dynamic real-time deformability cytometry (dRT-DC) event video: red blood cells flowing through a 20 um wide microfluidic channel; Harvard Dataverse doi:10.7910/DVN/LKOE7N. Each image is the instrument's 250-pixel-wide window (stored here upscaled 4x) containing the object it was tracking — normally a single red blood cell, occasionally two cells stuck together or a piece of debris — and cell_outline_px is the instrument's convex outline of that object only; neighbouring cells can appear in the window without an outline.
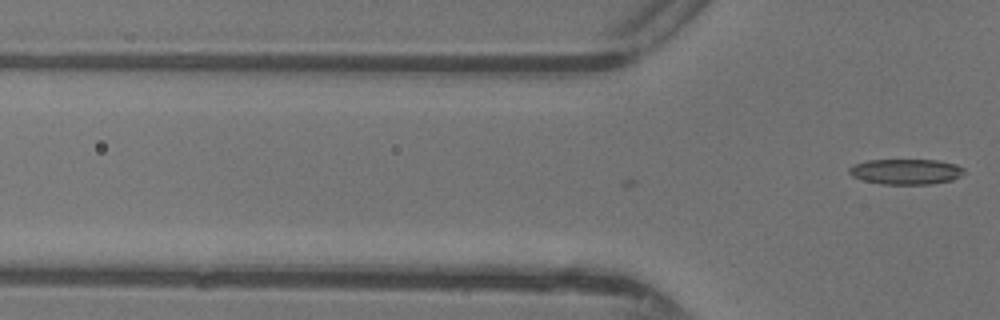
{"species": "common noctule bat (a hibernating species)", "species_latin": "Nyctalus noctula", "temperature_condition": "warm", "stored_images_in_passage": 9, "camera_frame_rate_fps": 3000, "um_per_image_px": 0.085, "animal": {"sex": "female"}, "frame": {"image": 1, "passage_image": 9, "time_ms": 2.667, "image_size_px": [1000, 320], "cell_outline_px": [[964, 172], [960, 176], [952, 180], [932, 184], [880, 184], [864, 180], [852, 176], [848, 172], [848, 168], [856, 164], [868, 160], [936, 160], [956, 164], [964, 168]], "centroid_in_image_um": [77.01, 14.59], "position_along_channel_um": 48.8, "area_um2": 16.99}}